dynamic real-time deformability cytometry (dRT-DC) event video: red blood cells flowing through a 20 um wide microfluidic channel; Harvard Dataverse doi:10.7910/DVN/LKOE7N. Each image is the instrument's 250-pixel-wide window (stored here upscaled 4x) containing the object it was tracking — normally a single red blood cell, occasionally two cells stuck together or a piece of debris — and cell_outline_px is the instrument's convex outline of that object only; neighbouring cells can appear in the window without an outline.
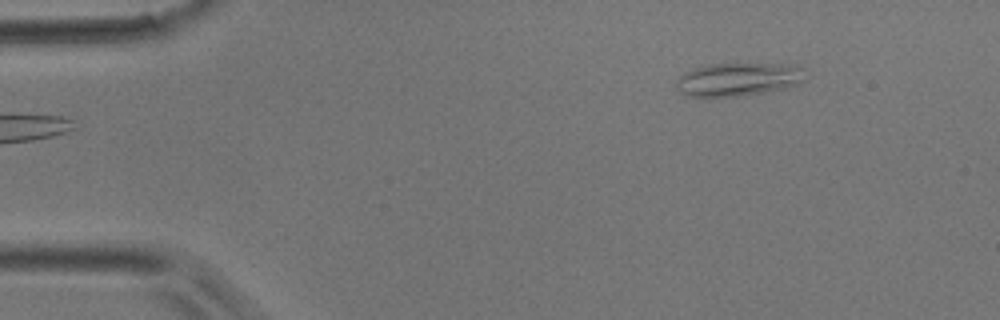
{"species": "common noctule bat (a hibernating species)", "species_latin": "Nyctalus noctula", "temperature_condition": "room temperature", "stored_images_in_passage": 3, "camera_frame_rate_fps": 3000, "um_per_image_px": 0.085, "animal": {"sex": "male", "body_mass_g": 17.9}, "frame": {"image": 1, "passage_image": 1, "time_ms": 0.0, "image_size_px": [1000, 320], "cell_outline_px": [[800, 80], [796, 84], [788, 88], [764, 92], [736, 96], [692, 96], [680, 92], [676, 88], [676, 80], [684, 72], [708, 64], [784, 64], [800, 68]], "centroid_in_image_um": [62.65, 6.75], "position_along_channel_um": 22.4, "area_um2": 24.28}}